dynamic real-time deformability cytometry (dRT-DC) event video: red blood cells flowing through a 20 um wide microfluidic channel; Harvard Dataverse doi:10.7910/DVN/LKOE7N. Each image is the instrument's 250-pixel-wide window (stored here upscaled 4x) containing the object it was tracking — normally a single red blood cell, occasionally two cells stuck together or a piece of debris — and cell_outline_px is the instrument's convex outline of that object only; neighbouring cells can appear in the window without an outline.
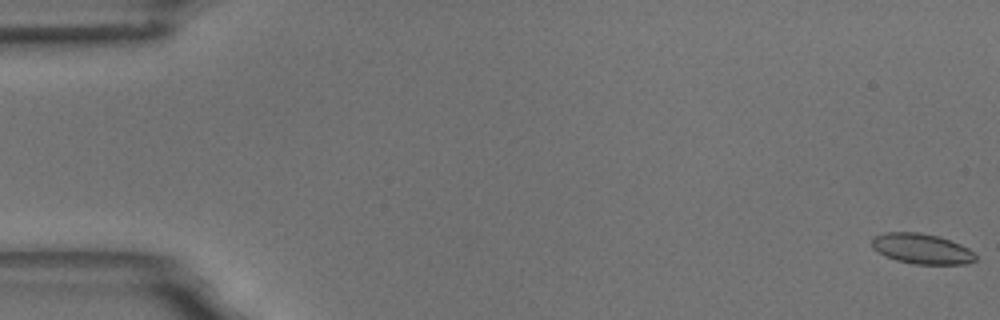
{"species": "common noctule bat (a hibernating species)", "species_latin": "Nyctalus noctula", "temperature_condition": "room temperature", "stored_images_in_passage": 6, "camera_frame_rate_fps": 3000, "um_per_image_px": 0.085, "animal": {"sex": "male", "body_mass_g": 18.8}, "frame": {"image": 1, "passage_image": 1, "time_ms": 0.0, "image_size_px": [1000, 320], "cell_outline_px": [[976, 260], [964, 264], [916, 264], [896, 260], [872, 248], [872, 236], [884, 232], [920, 232], [940, 236], [960, 244], [968, 248], [976, 256]], "centroid_in_image_um": [78.34, 21.12], "position_along_channel_um": 6.7, "area_um2": 18.26}}
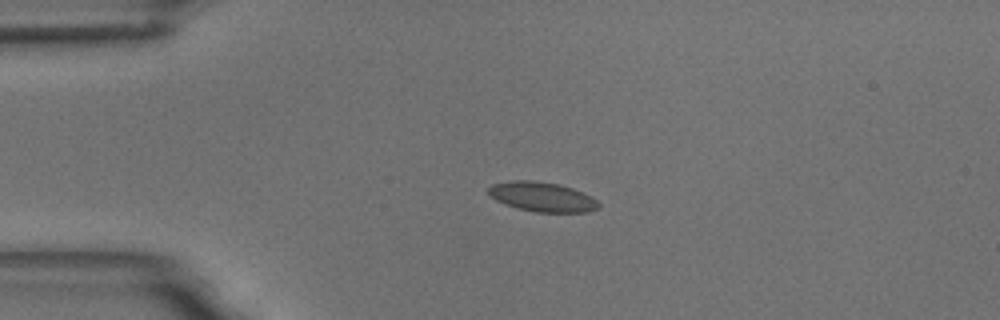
{"frame": {"image": 2, "passage_image": 4, "time_ms": 4.333, "image_size_px": [1000, 320], "cell_outline_px": [[600, 208], [588, 212], [536, 212], [516, 208], [496, 200], [488, 196], [488, 188], [492, 184], [512, 180], [532, 180], [556, 184], [572, 188], [592, 196], [600, 204]], "centroid_in_image_um": [46.08, 16.73], "position_along_channel_um": 38.9, "area_um2": 19.07}}